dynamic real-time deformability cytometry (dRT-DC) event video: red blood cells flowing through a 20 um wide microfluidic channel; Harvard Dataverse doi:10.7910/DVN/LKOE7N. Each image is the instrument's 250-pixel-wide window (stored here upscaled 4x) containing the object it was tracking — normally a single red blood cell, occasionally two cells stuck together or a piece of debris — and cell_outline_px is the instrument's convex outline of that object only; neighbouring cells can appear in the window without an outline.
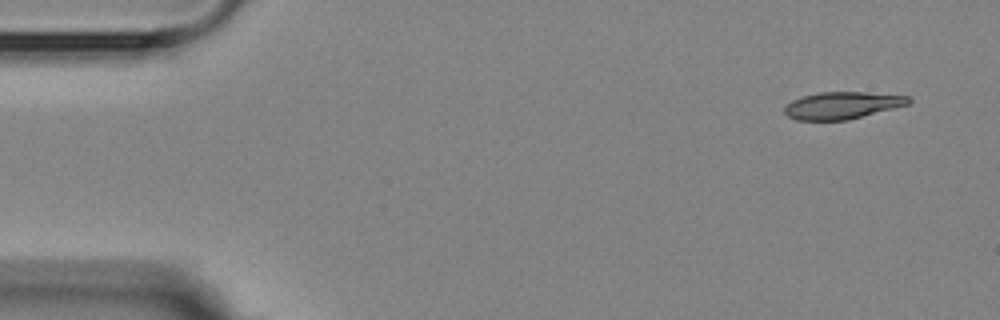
{"species": "Egyptian fruit bat (a non-hibernating species)", "species_latin": "Rousettus aegyptiacus", "temperature_condition": "room temperature", "stored_images_in_passage": 3, "camera_frame_rate_fps": 3000, "um_per_image_px": 0.085, "animal": {"sex": "female"}, "frame": {"image": 1, "passage_image": 1, "time_ms": 0.0, "image_size_px": [1000, 320], "cell_outline_px": [[912, 100], [908, 104], [848, 120], [796, 120], [788, 116], [784, 112], [784, 108], [792, 100], [804, 96], [820, 92], [864, 92], [908, 96]], "centroid_in_image_um": [71.57, 8.96], "position_along_channel_um": 13.4, "area_um2": 19.36}}
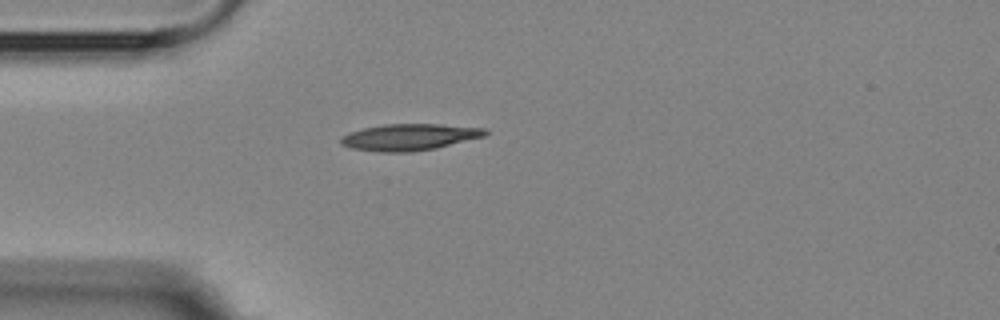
{"frame": {"image": 2, "passage_image": 3, "time_ms": 3.667, "image_size_px": [1000, 320], "cell_outline_px": [[488, 132], [484, 136], [436, 148], [412, 152], [376, 152], [352, 148], [340, 144], [340, 136], [348, 132], [364, 128], [384, 124], [440, 124], [488, 128]], "centroid_in_image_um": [34.77, 11.65], "position_along_channel_um": 50.2, "area_um2": 22.48}}